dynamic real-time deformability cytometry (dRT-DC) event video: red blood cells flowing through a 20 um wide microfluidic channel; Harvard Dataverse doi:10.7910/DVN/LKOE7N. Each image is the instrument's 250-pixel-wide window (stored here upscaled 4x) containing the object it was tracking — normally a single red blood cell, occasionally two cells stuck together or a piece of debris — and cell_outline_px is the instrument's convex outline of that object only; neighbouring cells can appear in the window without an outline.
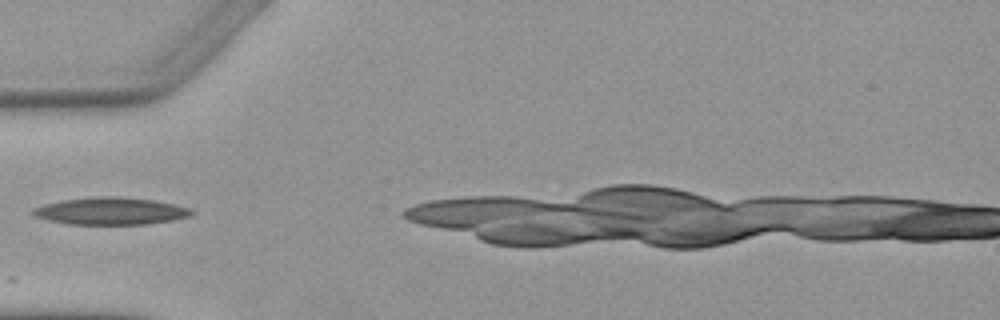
{"species": "Egyptian fruit bat (a non-hibernating species)", "species_latin": "Rousettus aegyptiacus", "temperature_condition": "warm", "stored_images_in_passage": 3, "camera_frame_rate_fps": 3000, "um_per_image_px": 0.085, "animal": {"sex": "female"}, "frame": {"image": 1, "passage_image": 1, "time_ms": 0.0, "image_size_px": [1000, 320], "cell_outline_px": [[196, 212], [188, 216], [172, 220], [144, 224], [68, 224], [48, 220], [32, 216], [28, 212], [32, 208], [44, 204], [64, 200], [100, 196], [116, 196], [152, 200], [172, 204], [188, 208]], "centroid_in_image_um": [9.32, 17.94], "position_along_channel_um": 75.7, "area_um2": 25.03}}